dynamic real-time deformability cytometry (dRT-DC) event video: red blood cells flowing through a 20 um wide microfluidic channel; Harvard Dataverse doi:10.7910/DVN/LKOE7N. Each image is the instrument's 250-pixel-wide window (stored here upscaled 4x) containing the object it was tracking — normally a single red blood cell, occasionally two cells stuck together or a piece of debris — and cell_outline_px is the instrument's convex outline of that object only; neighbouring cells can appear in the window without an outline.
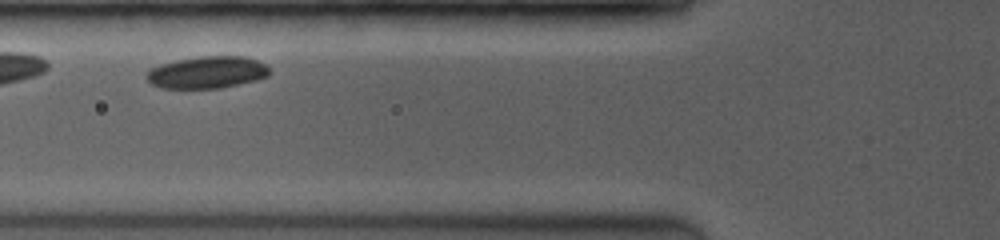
{"species": "common noctule bat (a hibernating species)", "species_latin": "Nyctalus noctula", "temperature_condition": "room temperature", "stored_images_in_passage": 22, "camera_frame_rate_fps": 3500, "um_per_image_px": 0.085, "animal": {"sex": "female", "body_mass_g": 19.0, "forearm_length_mm": 53.3}, "frame": {"image": 1, "passage_image": 9, "time_ms": 1.429, "image_size_px": [1000, 240], "cell_outline_px": [[272, 72], [268, 76], [256, 80], [220, 88], [164, 88], [152, 84], [144, 76], [152, 68], [160, 64], [176, 60], [200, 56], [244, 56], [256, 60], [264, 64]], "centroid_in_image_um": [17.61, 6.14], "position_along_channel_um": 108.2, "area_um2": 22.89}}
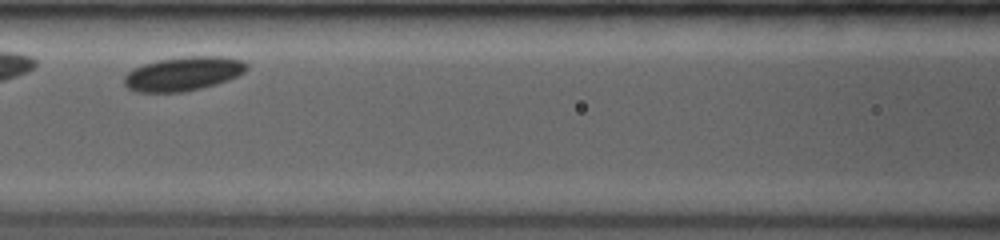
{"frame": {"image": 2, "passage_image": 16, "time_ms": 2.571, "image_size_px": [1000, 240], "cell_outline_px": [[248, 68], [244, 72], [228, 80], [216, 84], [200, 88], [180, 92], [140, 92], [128, 88], [124, 84], [124, 76], [128, 72], [144, 64], [160, 60], [184, 56], [224, 56], [244, 60], [248, 64]], "centroid_in_image_um": [15.62, 6.26], "position_along_channel_um": 151.0, "area_um2": 24.16}}
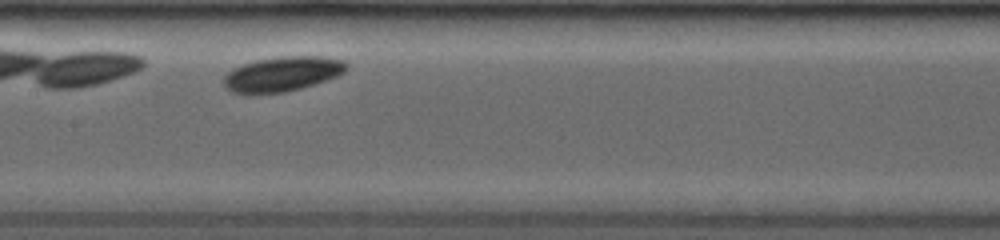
{"frame": {"image": 3, "passage_image": 21, "time_ms": 3.429, "image_size_px": [1000, 240], "cell_outline_px": [[348, 68], [344, 72], [336, 76], [300, 88], [284, 92], [232, 92], [224, 84], [224, 76], [232, 68], [256, 60], [280, 56], [320, 56], [344, 60], [348, 64]], "centroid_in_image_um": [24.03, 6.25], "position_along_channel_um": 183.4, "area_um2": 24.33}}